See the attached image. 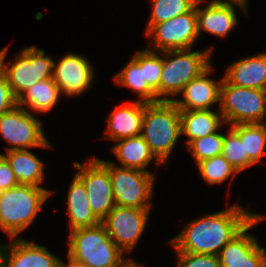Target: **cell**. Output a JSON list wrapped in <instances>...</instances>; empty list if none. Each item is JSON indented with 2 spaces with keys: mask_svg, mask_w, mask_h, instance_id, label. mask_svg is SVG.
<instances>
[{
  "mask_svg": "<svg viewBox=\"0 0 266 267\" xmlns=\"http://www.w3.org/2000/svg\"><path fill=\"white\" fill-rule=\"evenodd\" d=\"M109 170L115 205L151 209L156 175L100 160Z\"/></svg>",
  "mask_w": 266,
  "mask_h": 267,
  "instance_id": "8",
  "label": "cell"
},
{
  "mask_svg": "<svg viewBox=\"0 0 266 267\" xmlns=\"http://www.w3.org/2000/svg\"><path fill=\"white\" fill-rule=\"evenodd\" d=\"M149 212L150 209L115 205L101 223L119 249L130 253L145 231Z\"/></svg>",
  "mask_w": 266,
  "mask_h": 267,
  "instance_id": "12",
  "label": "cell"
},
{
  "mask_svg": "<svg viewBox=\"0 0 266 267\" xmlns=\"http://www.w3.org/2000/svg\"><path fill=\"white\" fill-rule=\"evenodd\" d=\"M177 267H221L218 255L176 252Z\"/></svg>",
  "mask_w": 266,
  "mask_h": 267,
  "instance_id": "32",
  "label": "cell"
},
{
  "mask_svg": "<svg viewBox=\"0 0 266 267\" xmlns=\"http://www.w3.org/2000/svg\"><path fill=\"white\" fill-rule=\"evenodd\" d=\"M198 0H151V17L148 31L154 24L168 21L191 11Z\"/></svg>",
  "mask_w": 266,
  "mask_h": 267,
  "instance_id": "27",
  "label": "cell"
},
{
  "mask_svg": "<svg viewBox=\"0 0 266 267\" xmlns=\"http://www.w3.org/2000/svg\"><path fill=\"white\" fill-rule=\"evenodd\" d=\"M146 35L150 36L149 46L153 51L187 50L193 48L199 38L196 8L172 18L168 21L154 24Z\"/></svg>",
  "mask_w": 266,
  "mask_h": 267,
  "instance_id": "10",
  "label": "cell"
},
{
  "mask_svg": "<svg viewBox=\"0 0 266 267\" xmlns=\"http://www.w3.org/2000/svg\"><path fill=\"white\" fill-rule=\"evenodd\" d=\"M0 245V267H56L59 258L45 246L12 238Z\"/></svg>",
  "mask_w": 266,
  "mask_h": 267,
  "instance_id": "16",
  "label": "cell"
},
{
  "mask_svg": "<svg viewBox=\"0 0 266 267\" xmlns=\"http://www.w3.org/2000/svg\"><path fill=\"white\" fill-rule=\"evenodd\" d=\"M60 96L61 91L51 77L28 88L18 98V105L23 108L26 105L32 113H46L55 107Z\"/></svg>",
  "mask_w": 266,
  "mask_h": 267,
  "instance_id": "25",
  "label": "cell"
},
{
  "mask_svg": "<svg viewBox=\"0 0 266 267\" xmlns=\"http://www.w3.org/2000/svg\"><path fill=\"white\" fill-rule=\"evenodd\" d=\"M114 81L122 87L131 88L138 95V101L145 103L158 102L156 91L145 80L144 49L136 51L127 65L116 73Z\"/></svg>",
  "mask_w": 266,
  "mask_h": 267,
  "instance_id": "21",
  "label": "cell"
},
{
  "mask_svg": "<svg viewBox=\"0 0 266 267\" xmlns=\"http://www.w3.org/2000/svg\"><path fill=\"white\" fill-rule=\"evenodd\" d=\"M68 245V256L90 267H126L133 261L124 258L102 223L70 231Z\"/></svg>",
  "mask_w": 266,
  "mask_h": 267,
  "instance_id": "3",
  "label": "cell"
},
{
  "mask_svg": "<svg viewBox=\"0 0 266 267\" xmlns=\"http://www.w3.org/2000/svg\"><path fill=\"white\" fill-rule=\"evenodd\" d=\"M40 119L18 104L0 115V134L9 145L8 150L52 148L43 133Z\"/></svg>",
  "mask_w": 266,
  "mask_h": 267,
  "instance_id": "9",
  "label": "cell"
},
{
  "mask_svg": "<svg viewBox=\"0 0 266 267\" xmlns=\"http://www.w3.org/2000/svg\"><path fill=\"white\" fill-rule=\"evenodd\" d=\"M213 46L208 50L162 51L160 86L156 90L158 101H174L176 95L194 78L205 71L211 63Z\"/></svg>",
  "mask_w": 266,
  "mask_h": 267,
  "instance_id": "4",
  "label": "cell"
},
{
  "mask_svg": "<svg viewBox=\"0 0 266 267\" xmlns=\"http://www.w3.org/2000/svg\"><path fill=\"white\" fill-rule=\"evenodd\" d=\"M219 112L225 124H261L266 120V90L229 84L220 87Z\"/></svg>",
  "mask_w": 266,
  "mask_h": 267,
  "instance_id": "7",
  "label": "cell"
},
{
  "mask_svg": "<svg viewBox=\"0 0 266 267\" xmlns=\"http://www.w3.org/2000/svg\"><path fill=\"white\" fill-rule=\"evenodd\" d=\"M9 46L0 50L1 73L18 99L36 82L53 77L54 60L43 49L32 45L23 48L13 62L6 63Z\"/></svg>",
  "mask_w": 266,
  "mask_h": 267,
  "instance_id": "6",
  "label": "cell"
},
{
  "mask_svg": "<svg viewBox=\"0 0 266 267\" xmlns=\"http://www.w3.org/2000/svg\"><path fill=\"white\" fill-rule=\"evenodd\" d=\"M143 264H138L136 261H131L126 267H142Z\"/></svg>",
  "mask_w": 266,
  "mask_h": 267,
  "instance_id": "36",
  "label": "cell"
},
{
  "mask_svg": "<svg viewBox=\"0 0 266 267\" xmlns=\"http://www.w3.org/2000/svg\"><path fill=\"white\" fill-rule=\"evenodd\" d=\"M214 71L212 64L199 76L191 80L181 91L183 99H174L179 110H210L220 103V87L223 77L216 82L210 78Z\"/></svg>",
  "mask_w": 266,
  "mask_h": 267,
  "instance_id": "17",
  "label": "cell"
},
{
  "mask_svg": "<svg viewBox=\"0 0 266 267\" xmlns=\"http://www.w3.org/2000/svg\"><path fill=\"white\" fill-rule=\"evenodd\" d=\"M56 267H90V266L83 264V263H80V262H77L68 256V263L67 264H65L64 261H62L60 259Z\"/></svg>",
  "mask_w": 266,
  "mask_h": 267,
  "instance_id": "35",
  "label": "cell"
},
{
  "mask_svg": "<svg viewBox=\"0 0 266 267\" xmlns=\"http://www.w3.org/2000/svg\"><path fill=\"white\" fill-rule=\"evenodd\" d=\"M111 150L121 163L120 167L149 172L147 167L150 162L156 161L157 167L163 164L141 135L117 140Z\"/></svg>",
  "mask_w": 266,
  "mask_h": 267,
  "instance_id": "20",
  "label": "cell"
},
{
  "mask_svg": "<svg viewBox=\"0 0 266 267\" xmlns=\"http://www.w3.org/2000/svg\"><path fill=\"white\" fill-rule=\"evenodd\" d=\"M146 103L141 101L116 105L108 116L105 139L117 141L141 134ZM108 133V134H107Z\"/></svg>",
  "mask_w": 266,
  "mask_h": 267,
  "instance_id": "18",
  "label": "cell"
},
{
  "mask_svg": "<svg viewBox=\"0 0 266 267\" xmlns=\"http://www.w3.org/2000/svg\"><path fill=\"white\" fill-rule=\"evenodd\" d=\"M75 174L84 184L90 207L94 215L102 221L115 206L113 189L108 168L92 156L84 164L75 162Z\"/></svg>",
  "mask_w": 266,
  "mask_h": 267,
  "instance_id": "11",
  "label": "cell"
},
{
  "mask_svg": "<svg viewBox=\"0 0 266 267\" xmlns=\"http://www.w3.org/2000/svg\"><path fill=\"white\" fill-rule=\"evenodd\" d=\"M164 164L181 134L180 110L173 101L146 103L140 134Z\"/></svg>",
  "mask_w": 266,
  "mask_h": 267,
  "instance_id": "5",
  "label": "cell"
},
{
  "mask_svg": "<svg viewBox=\"0 0 266 267\" xmlns=\"http://www.w3.org/2000/svg\"><path fill=\"white\" fill-rule=\"evenodd\" d=\"M19 185L9 163L0 153V192L12 189Z\"/></svg>",
  "mask_w": 266,
  "mask_h": 267,
  "instance_id": "34",
  "label": "cell"
},
{
  "mask_svg": "<svg viewBox=\"0 0 266 267\" xmlns=\"http://www.w3.org/2000/svg\"><path fill=\"white\" fill-rule=\"evenodd\" d=\"M244 141L245 154L256 164L264 156L266 147V125L236 124L230 126Z\"/></svg>",
  "mask_w": 266,
  "mask_h": 267,
  "instance_id": "26",
  "label": "cell"
},
{
  "mask_svg": "<svg viewBox=\"0 0 266 267\" xmlns=\"http://www.w3.org/2000/svg\"><path fill=\"white\" fill-rule=\"evenodd\" d=\"M94 77L93 66L82 54L71 52L58 63L54 60L53 79L62 95L72 97L85 92L91 87Z\"/></svg>",
  "mask_w": 266,
  "mask_h": 267,
  "instance_id": "15",
  "label": "cell"
},
{
  "mask_svg": "<svg viewBox=\"0 0 266 267\" xmlns=\"http://www.w3.org/2000/svg\"><path fill=\"white\" fill-rule=\"evenodd\" d=\"M9 163L19 184L36 187L43 183L44 163L28 149L8 150L1 154Z\"/></svg>",
  "mask_w": 266,
  "mask_h": 267,
  "instance_id": "24",
  "label": "cell"
},
{
  "mask_svg": "<svg viewBox=\"0 0 266 267\" xmlns=\"http://www.w3.org/2000/svg\"><path fill=\"white\" fill-rule=\"evenodd\" d=\"M158 52L144 49V75L148 84L156 91L160 86L162 73V57Z\"/></svg>",
  "mask_w": 266,
  "mask_h": 267,
  "instance_id": "31",
  "label": "cell"
},
{
  "mask_svg": "<svg viewBox=\"0 0 266 267\" xmlns=\"http://www.w3.org/2000/svg\"><path fill=\"white\" fill-rule=\"evenodd\" d=\"M223 76L232 85L266 90V52L233 62Z\"/></svg>",
  "mask_w": 266,
  "mask_h": 267,
  "instance_id": "19",
  "label": "cell"
},
{
  "mask_svg": "<svg viewBox=\"0 0 266 267\" xmlns=\"http://www.w3.org/2000/svg\"><path fill=\"white\" fill-rule=\"evenodd\" d=\"M53 193L43 187L19 184L0 192V229L16 238L26 230Z\"/></svg>",
  "mask_w": 266,
  "mask_h": 267,
  "instance_id": "2",
  "label": "cell"
},
{
  "mask_svg": "<svg viewBox=\"0 0 266 267\" xmlns=\"http://www.w3.org/2000/svg\"><path fill=\"white\" fill-rule=\"evenodd\" d=\"M66 203L70 231L93 227L101 223L91 210L88 193L83 182L76 175L69 186Z\"/></svg>",
  "mask_w": 266,
  "mask_h": 267,
  "instance_id": "22",
  "label": "cell"
},
{
  "mask_svg": "<svg viewBox=\"0 0 266 267\" xmlns=\"http://www.w3.org/2000/svg\"><path fill=\"white\" fill-rule=\"evenodd\" d=\"M181 134L188 139L186 145L192 140L213 134L224 126L222 114L210 110H180Z\"/></svg>",
  "mask_w": 266,
  "mask_h": 267,
  "instance_id": "23",
  "label": "cell"
},
{
  "mask_svg": "<svg viewBox=\"0 0 266 267\" xmlns=\"http://www.w3.org/2000/svg\"><path fill=\"white\" fill-rule=\"evenodd\" d=\"M266 216L258 214L236 237L219 252L221 267H266V249L261 247L254 235L248 233Z\"/></svg>",
  "mask_w": 266,
  "mask_h": 267,
  "instance_id": "13",
  "label": "cell"
},
{
  "mask_svg": "<svg viewBox=\"0 0 266 267\" xmlns=\"http://www.w3.org/2000/svg\"><path fill=\"white\" fill-rule=\"evenodd\" d=\"M202 178L210 185L221 184L239 174L234 167L222 156L218 155L205 159L196 166Z\"/></svg>",
  "mask_w": 266,
  "mask_h": 267,
  "instance_id": "29",
  "label": "cell"
},
{
  "mask_svg": "<svg viewBox=\"0 0 266 267\" xmlns=\"http://www.w3.org/2000/svg\"><path fill=\"white\" fill-rule=\"evenodd\" d=\"M224 134H213L192 140L186 147L196 160V164L222 154Z\"/></svg>",
  "mask_w": 266,
  "mask_h": 267,
  "instance_id": "30",
  "label": "cell"
},
{
  "mask_svg": "<svg viewBox=\"0 0 266 267\" xmlns=\"http://www.w3.org/2000/svg\"><path fill=\"white\" fill-rule=\"evenodd\" d=\"M257 215L235 203L190 221L170 240V245L176 252L218 255Z\"/></svg>",
  "mask_w": 266,
  "mask_h": 267,
  "instance_id": "1",
  "label": "cell"
},
{
  "mask_svg": "<svg viewBox=\"0 0 266 267\" xmlns=\"http://www.w3.org/2000/svg\"><path fill=\"white\" fill-rule=\"evenodd\" d=\"M18 104V99L13 94L5 76L0 72V115Z\"/></svg>",
  "mask_w": 266,
  "mask_h": 267,
  "instance_id": "33",
  "label": "cell"
},
{
  "mask_svg": "<svg viewBox=\"0 0 266 267\" xmlns=\"http://www.w3.org/2000/svg\"><path fill=\"white\" fill-rule=\"evenodd\" d=\"M239 173L255 163L245 154L244 141L239 135L229 127L224 135L222 154H221Z\"/></svg>",
  "mask_w": 266,
  "mask_h": 267,
  "instance_id": "28",
  "label": "cell"
},
{
  "mask_svg": "<svg viewBox=\"0 0 266 267\" xmlns=\"http://www.w3.org/2000/svg\"><path fill=\"white\" fill-rule=\"evenodd\" d=\"M204 1L198 0L195 4L199 37L204 30L218 37H227L239 22L235 6L248 17V3L245 0H211L204 8L199 7Z\"/></svg>",
  "mask_w": 266,
  "mask_h": 267,
  "instance_id": "14",
  "label": "cell"
}]
</instances>
